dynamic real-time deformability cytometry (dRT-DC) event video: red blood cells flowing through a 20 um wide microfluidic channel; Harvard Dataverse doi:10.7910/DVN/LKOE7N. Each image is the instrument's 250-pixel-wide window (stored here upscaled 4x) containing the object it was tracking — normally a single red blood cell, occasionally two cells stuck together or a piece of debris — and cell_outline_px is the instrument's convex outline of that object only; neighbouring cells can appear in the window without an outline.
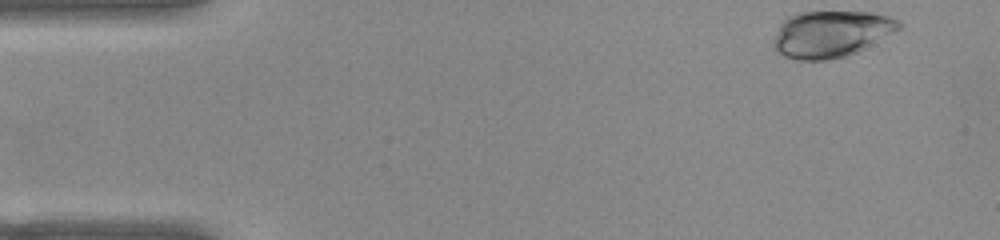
{"species": "common noctule bat (a hibernating species)", "species_latin": "Nyctalus noctula", "temperature_condition": "warm", "stored_images_in_passage": 47, "camera_frame_rate_fps": 3000, "um_per_image_px": 0.085, "animal": {"sex": "female", "body_mass_g": 22.0, "forearm_length_mm": 56.7}, "frame": {"image": 1, "passage_image": 1, "time_ms": 0.0, "image_size_px": [1000, 240], "cell_outline_px": [[904, 24], [900, 28], [864, 48], [856, 52], [844, 56], [828, 60], [796, 60], [784, 56], [776, 52], [772, 48], [772, 40], [780, 24], [788, 16], [800, 12], [872, 12], [888, 16], [900, 20]], "centroid_in_image_um": [70.59, 2.88], "position_along_channel_um": 14.4, "area_um2": 34.1}}